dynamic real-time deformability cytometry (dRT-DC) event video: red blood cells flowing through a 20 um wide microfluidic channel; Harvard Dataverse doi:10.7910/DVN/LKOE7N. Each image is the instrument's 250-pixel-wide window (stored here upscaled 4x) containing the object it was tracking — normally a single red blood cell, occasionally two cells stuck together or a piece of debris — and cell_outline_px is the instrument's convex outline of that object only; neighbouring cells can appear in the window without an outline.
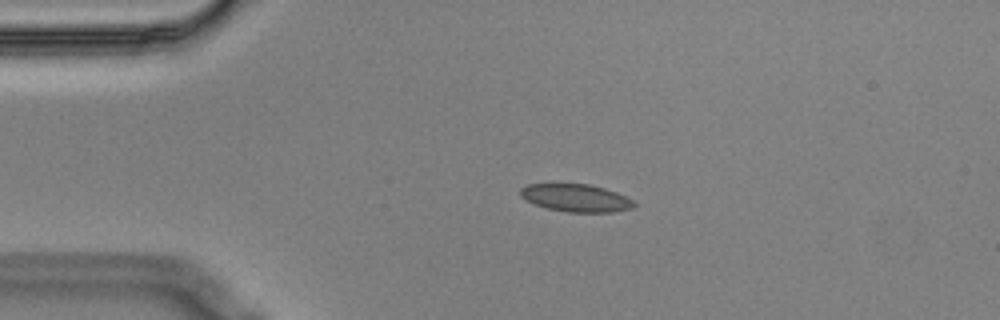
{"species": "Egyptian fruit bat (a non-hibernating species)", "species_latin": "Rousettus aegyptiacus", "temperature_condition": "cold", "stored_images_in_passage": 45, "camera_frame_rate_fps": 3000, "um_per_image_px": 0.085, "animal": {"sex": "male"}, "frame": {"image": 1, "passage_image": 1, "time_ms": 0.0, "image_size_px": [1000, 320], "cell_outline_px": [[636, 204], [632, 208], [612, 212], [568, 212], [548, 208], [536, 204], [520, 196], [520, 188], [524, 184], [588, 184], [604, 188], [616, 192], [632, 200]], "centroid_in_image_um": [48.94, 16.82], "position_along_channel_um": 36.1, "area_um2": 18.09}}
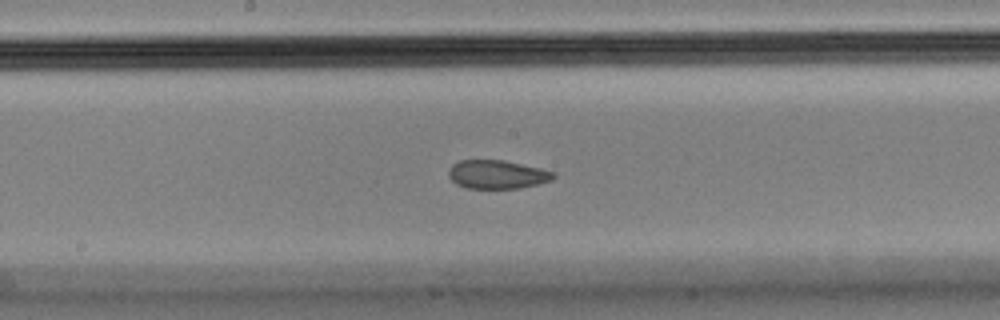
{"frame": {"image": 2, "passage_image": 18, "time_ms": 5.667, "image_size_px": [1000, 320], "cell_outline_px": [[556, 176], [552, 180], [540, 184], [520, 188], [468, 188], [456, 184], [448, 176], [448, 172], [452, 164], [460, 160], [504, 160], [540, 168], [556, 172]], "centroid_in_image_um": [42.28, 14.83], "position_along_channel_um": 205.9, "area_um2": 17.57}}
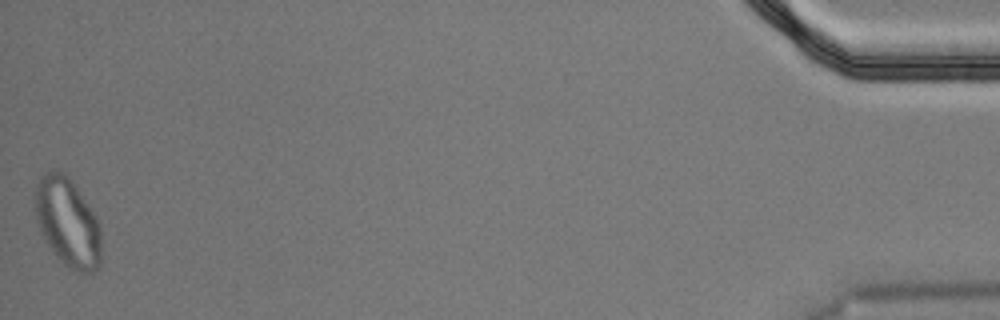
{"frame": {"image": 3, "passage_image": 45, "time_ms": 14.667, "image_size_px": [1000, 320], "cell_outline_px": [[100, 264], [92, 272], [76, 272], [64, 264], [56, 256], [48, 244], [36, 220], [36, 184], [40, 176], [44, 172], [56, 168], [64, 172], [76, 188], [96, 216], [100, 228]], "centroid_in_image_um": [5.74, 18.88], "position_along_channel_um": 429.5, "area_um2": 33.76}, "authors_computed_cell_mechanics": {"area_um2": 19.1318, "velocity_mm_per_s": 3.5529, "shape_relaxation_time_tau1_ms": null, "shape_relaxation_time_tau2_ms": 1.5417, "deformation_change_tau1": null, "deformation_change_tau2": 0.0588}}